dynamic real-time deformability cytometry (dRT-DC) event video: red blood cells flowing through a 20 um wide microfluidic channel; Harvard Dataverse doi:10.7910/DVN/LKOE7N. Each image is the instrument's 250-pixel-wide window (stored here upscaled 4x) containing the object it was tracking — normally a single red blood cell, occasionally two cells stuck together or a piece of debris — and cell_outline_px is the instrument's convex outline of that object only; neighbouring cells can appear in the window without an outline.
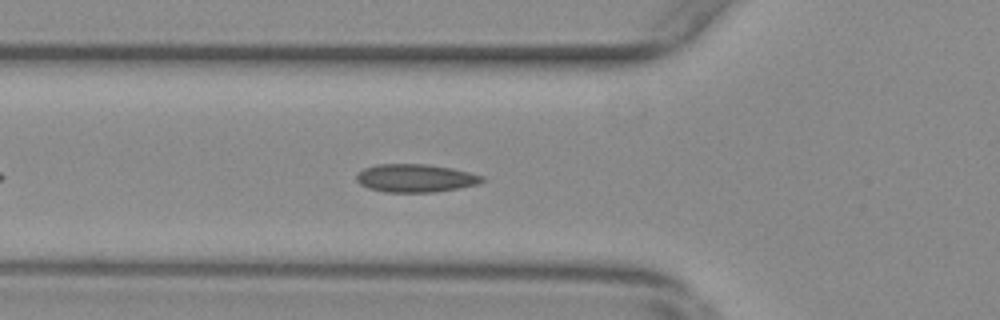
{"species": "common noctule bat (a hibernating species)", "species_latin": "Nyctalus noctula", "temperature_condition": "warm", "stored_images_in_passage": 44, "camera_frame_rate_fps": 3000, "um_per_image_px": 0.085, "animal": {"sex": "female", "body_mass_g": 29.2, "forearm_length_mm": 56.3}, "frame": {"image": 1, "passage_image": 8, "time_ms": 2.333, "image_size_px": [1000, 320], "cell_outline_px": [[488, 180], [480, 184], [460, 188], [436, 192], [384, 192], [368, 188], [360, 184], [356, 180], [356, 176], [364, 168], [376, 164], [428, 164], [452, 168], [472, 172], [484, 176]], "centroid_in_image_um": [35.39, 15.14], "position_along_channel_um": 90.4, "area_um2": 20.92}}
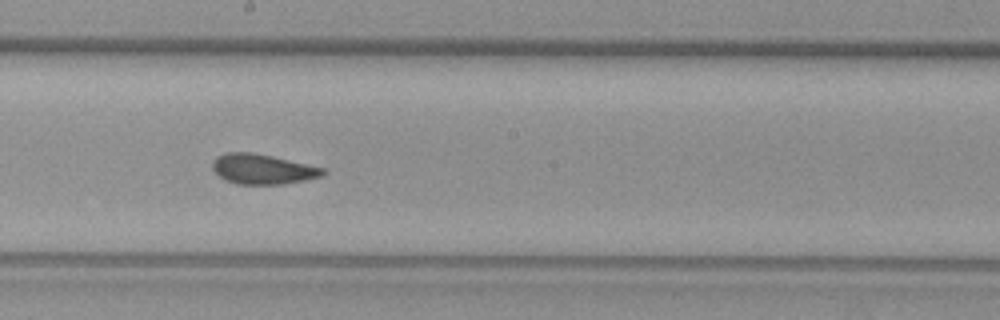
{"frame": {"image": 2, "passage_image": 19, "time_ms": 6.0, "image_size_px": [1000, 320], "cell_outline_px": [[328, 172], [320, 176], [304, 180], [284, 184], [236, 184], [224, 180], [212, 168], [212, 164], [216, 156], [228, 152], [248, 152], [272, 156], [324, 168]], "centroid_in_image_um": [22.3, 14.38], "position_along_channel_um": 225.9, "area_um2": 19.19}}
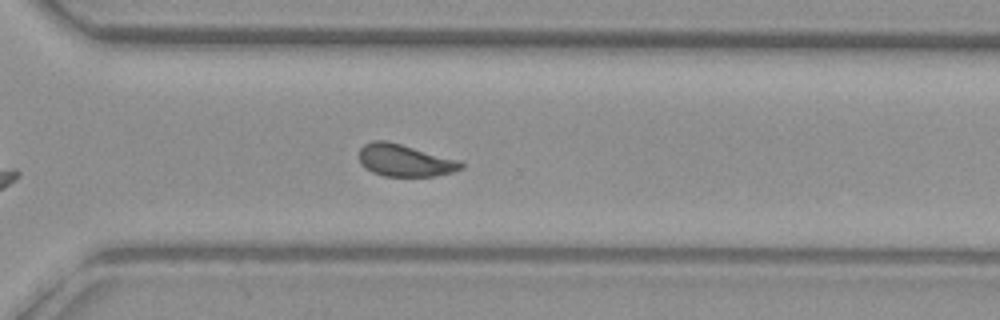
{"frame": {"image": 3, "passage_image": 28, "time_ms": 9.0, "image_size_px": [1000, 320], "cell_outline_px": [[464, 168], [452, 172], [432, 176], [384, 176], [372, 172], [364, 168], [360, 164], [360, 148], [364, 144], [372, 140], [384, 140], [400, 144], [460, 160], [464, 164]], "centroid_in_image_um": [34.4, 13.64], "position_along_channel_um": 336.2, "area_um2": 19.07}, "authors_computed_cell_mechanics": {"area_um2": 19.5364, "velocity_mm_per_s": 3.6836, "shape_relaxation_time_tau1_ms": null, "shape_relaxation_time_tau2_ms": 2.0939, "deformation_change_tau1": null, "deformation_change_tau2": 0.0561}}